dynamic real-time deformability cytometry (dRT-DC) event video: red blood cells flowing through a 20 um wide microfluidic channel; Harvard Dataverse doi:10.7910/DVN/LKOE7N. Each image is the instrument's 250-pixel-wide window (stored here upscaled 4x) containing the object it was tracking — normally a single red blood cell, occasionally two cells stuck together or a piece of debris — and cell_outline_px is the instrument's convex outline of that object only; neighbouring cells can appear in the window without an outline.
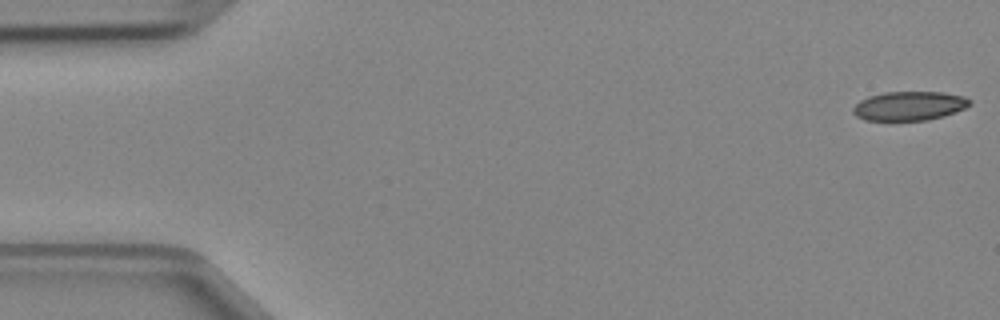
{"species": "Egyptian fruit bat (a non-hibernating species)", "species_latin": "Rousettus aegyptiacus", "temperature_condition": "cold", "stored_images_in_passage": 13, "camera_frame_rate_fps": 3000, "um_per_image_px": 0.085, "animal": {"sex": "female"}, "frame": {"image": 1, "passage_image": 1, "time_ms": 0.0, "image_size_px": [1000, 320], "cell_outline_px": [[972, 104], [964, 108], [944, 116], [928, 120], [864, 120], [856, 116], [852, 112], [852, 108], [860, 100], [868, 96], [884, 92], [944, 92], [964, 96], [972, 100]], "centroid_in_image_um": [77.29, 8.99], "position_along_channel_um": 7.7, "area_um2": 19.88}}
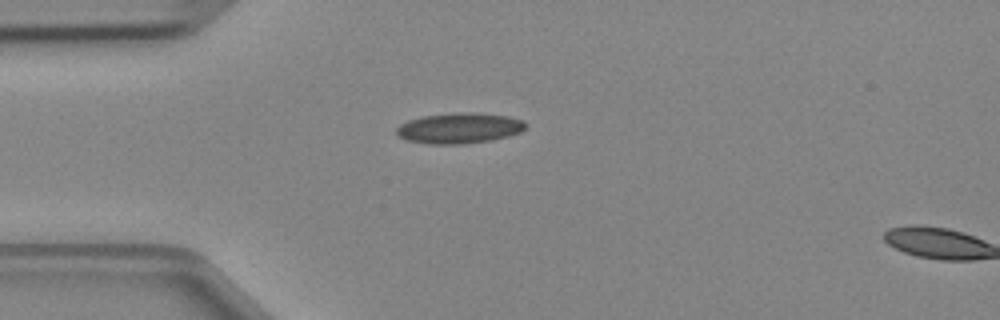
{"frame": {"image": 2, "passage_image": 12, "time_ms": 3.667, "image_size_px": [1000, 320], "cell_outline_px": [[528, 124], [520, 132], [508, 136], [488, 140], [460, 144], [428, 144], [408, 140], [400, 136], [396, 132], [396, 128], [400, 124], [408, 120], [424, 116], [452, 112], [476, 112], [508, 116], [524, 120]], "centroid_in_image_um": [39.05, 10.87], "position_along_channel_um": 45.9, "area_um2": 23.0}}